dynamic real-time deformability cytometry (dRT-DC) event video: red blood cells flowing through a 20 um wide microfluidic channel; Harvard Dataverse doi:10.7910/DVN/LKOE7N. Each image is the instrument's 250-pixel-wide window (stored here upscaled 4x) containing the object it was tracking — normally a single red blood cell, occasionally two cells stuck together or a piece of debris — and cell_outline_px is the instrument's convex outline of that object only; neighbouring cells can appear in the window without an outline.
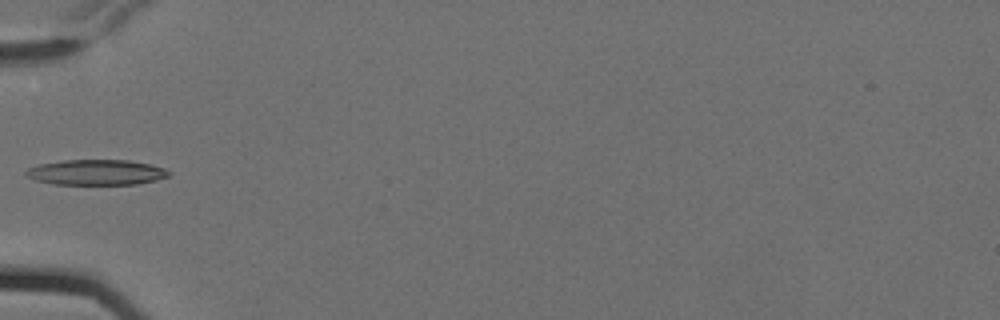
{"species": "Egyptian fruit bat (a non-hibernating species)", "species_latin": "Rousettus aegyptiacus", "temperature_condition": "cold", "stored_images_in_passage": 6, "camera_frame_rate_fps": 3000, "um_per_image_px": 0.085, "animal": {"sex": "female"}, "frame": {"image": 1, "passage_image": 5, "time_ms": 1.333, "image_size_px": [1000, 320], "cell_outline_px": [[172, 172], [168, 176], [156, 180], [136, 184], [52, 184], [36, 180], [28, 176], [24, 172], [28, 168], [40, 164], [64, 160], [128, 160], [152, 164], [164, 168]], "centroid_in_image_um": [8.21, 14.64], "position_along_channel_um": 76.8, "area_um2": 21.1}}
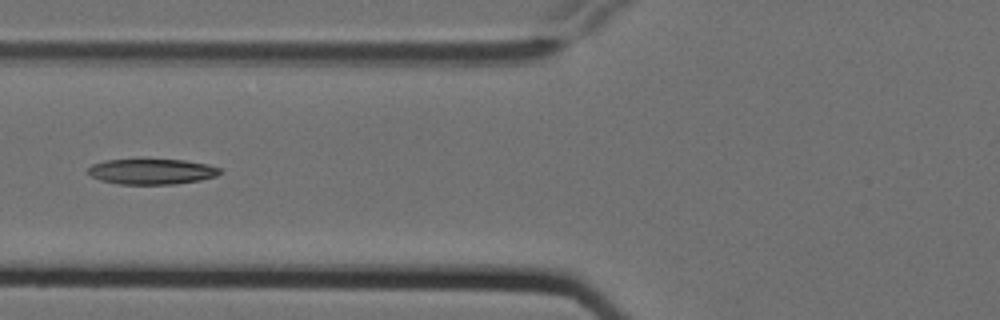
{"frame": {"image": 2, "passage_image": 6, "time_ms": 1.667, "image_size_px": [1000, 320], "cell_outline_px": [[224, 172], [216, 176], [200, 180], [176, 184], [120, 184], [100, 180], [92, 176], [88, 172], [88, 168], [92, 164], [104, 160], [184, 160], [208, 164], [220, 168]], "centroid_in_image_um": [12.93, 14.58], "position_along_channel_um": 112.9, "area_um2": 19.54}}